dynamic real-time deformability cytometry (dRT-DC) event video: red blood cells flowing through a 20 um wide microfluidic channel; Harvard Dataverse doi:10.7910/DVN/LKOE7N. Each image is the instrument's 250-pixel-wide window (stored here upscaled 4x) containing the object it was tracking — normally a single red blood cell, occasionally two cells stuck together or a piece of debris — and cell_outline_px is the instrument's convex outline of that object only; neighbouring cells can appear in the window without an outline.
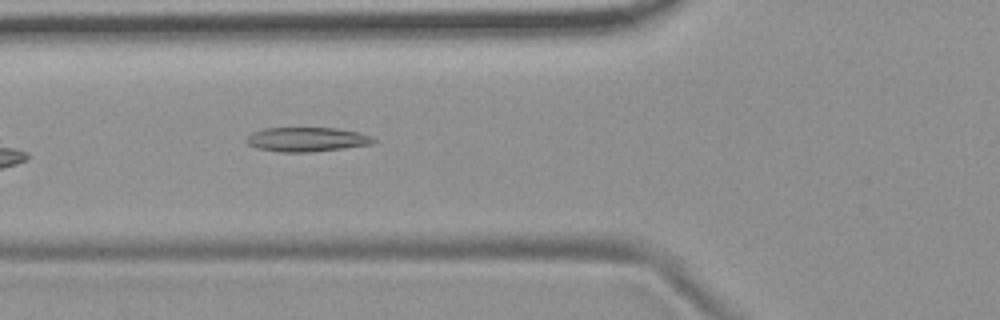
{"species": "common noctule bat (a hibernating species)", "species_latin": "Nyctalus noctula", "temperature_condition": "room temperature", "stored_images_in_passage": 33, "camera_frame_rate_fps": 3000, "um_per_image_px": 0.085, "animal": {"sex": "female", "body_mass_g": 19.9}, "frame": {"image": 1, "passage_image": 6, "time_ms": 1.667, "image_size_px": [1000, 320], "cell_outline_px": [[376, 140], [372, 144], [344, 148], [308, 152], [280, 152], [256, 148], [248, 144], [244, 140], [252, 132], [264, 128], [336, 128], [360, 132], [372, 136]], "centroid_in_image_um": [26.07, 11.85], "position_along_channel_um": 99.7, "area_um2": 18.09}}
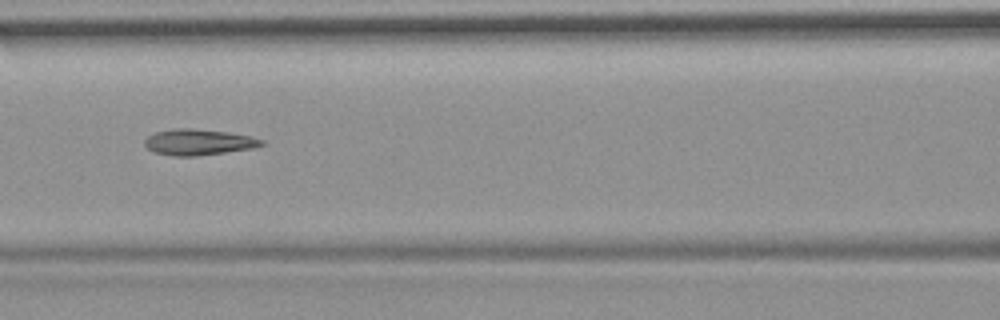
{"frame": {"image": 2, "passage_image": 10, "time_ms": 3.0, "image_size_px": [1000, 320], "cell_outline_px": [[268, 144], [252, 148], [196, 156], [176, 156], [152, 152], [144, 144], [144, 140], [148, 136], [156, 132], [172, 128], [192, 128], [228, 132], [252, 136], [264, 140]], "centroid_in_image_um": [16.89, 12.07], "position_along_channel_um": 149.7, "area_um2": 17.8}, "authors_computed_cell_mechanics": {"area_um2": 17.2822, "velocity_mm_per_s": 3.7198, "shape_relaxation_time_tau1_ms": null, "shape_relaxation_time_tau2_ms": 5.3331, "deformation_change_tau1": null, "deformation_change_tau2": 0.1696}}